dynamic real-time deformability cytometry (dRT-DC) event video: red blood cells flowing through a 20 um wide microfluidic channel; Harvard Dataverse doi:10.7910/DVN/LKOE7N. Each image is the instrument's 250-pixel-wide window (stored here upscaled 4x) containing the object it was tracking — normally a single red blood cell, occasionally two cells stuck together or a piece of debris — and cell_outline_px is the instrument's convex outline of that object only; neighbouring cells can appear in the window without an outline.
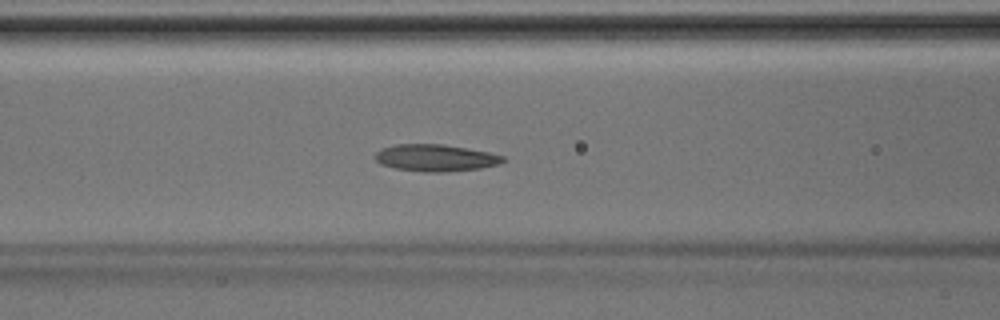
{"species": "Egyptian fruit bat (a non-hibernating species)", "species_latin": "Rousettus aegyptiacus", "temperature_condition": "room temperature", "stored_images_in_passage": 44, "camera_frame_rate_fps": 3000, "um_per_image_px": 0.085, "animal": {"sex": "male"}, "frame": {"image": 1, "passage_image": 18, "time_ms": 5.667, "image_size_px": [1000, 320], "cell_outline_px": [[508, 160], [500, 164], [480, 168], [444, 172], [424, 172], [396, 168], [380, 164], [372, 156], [380, 148], [396, 144], [444, 144], [468, 148], [488, 152], [504, 156]], "centroid_in_image_um": [37.02, 13.41], "position_along_channel_um": 129.6, "area_um2": 20.29}}
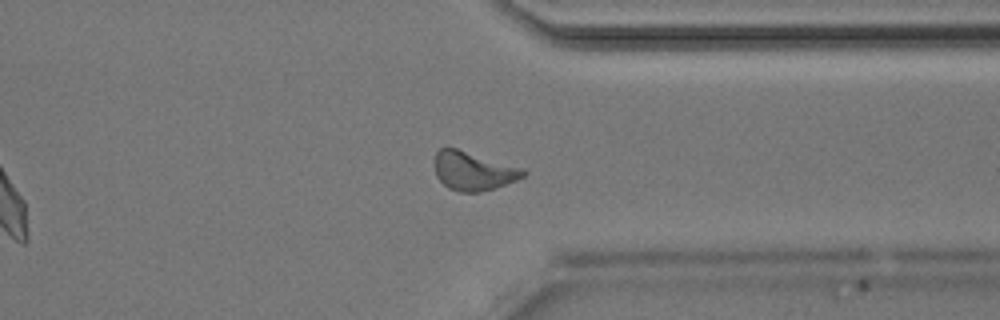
{"frame": {"image": 2, "passage_image": 34, "time_ms": 11.0, "image_size_px": [1000, 320], "cell_outline_px": [[528, 172], [524, 176], [516, 180], [492, 188], [476, 192], [460, 192], [448, 188], [436, 176], [432, 164], [432, 160], [436, 152], [440, 148], [456, 148], [524, 168]], "centroid_in_image_um": [40.18, 14.51], "position_along_channel_um": 371.2, "area_um2": 20.06}}
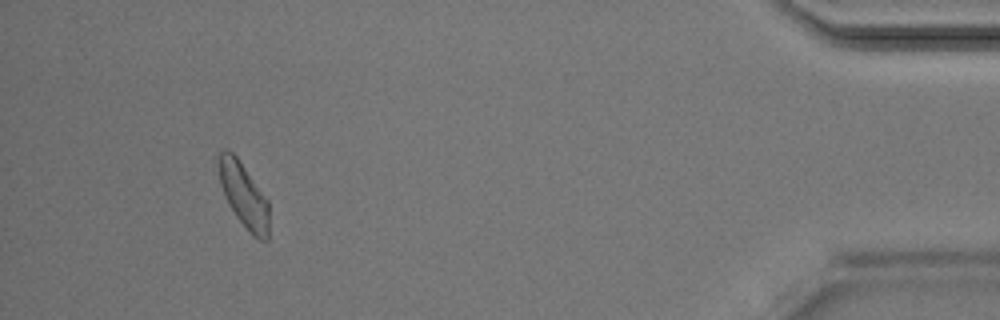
{"frame": {"image": 3, "passage_image": 41, "time_ms": 13.333, "image_size_px": [1000, 320], "cell_outline_px": [[268, 240], [260, 240], [252, 236], [236, 216], [228, 204], [224, 196], [220, 184], [216, 164], [216, 156], [224, 148], [228, 148], [236, 156], [268, 200]], "centroid_in_image_um": [20.66, 16.54], "position_along_channel_um": 414.5, "area_um2": 19.19}}